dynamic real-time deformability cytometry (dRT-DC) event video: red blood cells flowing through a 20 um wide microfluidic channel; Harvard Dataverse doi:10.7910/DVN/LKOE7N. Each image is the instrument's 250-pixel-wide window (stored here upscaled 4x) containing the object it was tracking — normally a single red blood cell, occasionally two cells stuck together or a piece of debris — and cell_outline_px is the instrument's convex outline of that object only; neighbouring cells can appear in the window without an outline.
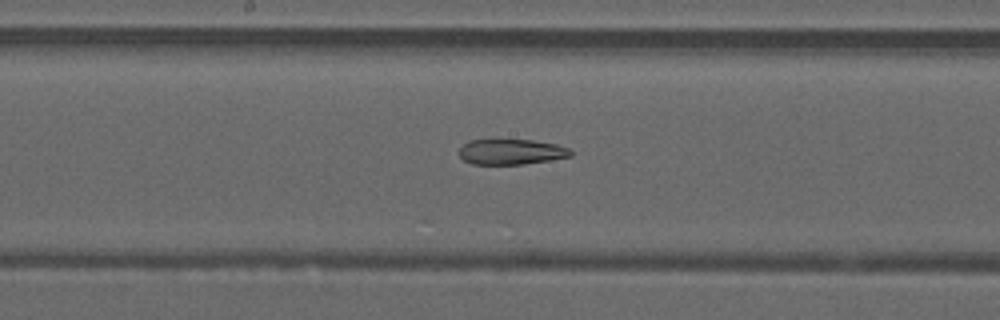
{"species": "common noctule bat (a hibernating species)", "species_latin": "Nyctalus noctula", "temperature_condition": "warm", "stored_images_in_passage": 40, "camera_frame_rate_fps": 3000, "um_per_image_px": 0.085, "animal": {"sex": "male", "forearm_length_mm": 52.5}, "frame": {"image": 1, "passage_image": 25, "time_ms": 8.0, "image_size_px": [1000, 320], "cell_outline_px": [[572, 156], [524, 164], [472, 164], [464, 160], [456, 152], [468, 140], [532, 140], [556, 144], [568, 148], [572, 152]], "centroid_in_image_um": [43.42, 12.9], "position_along_channel_um": 204.8, "area_um2": 16.47}}
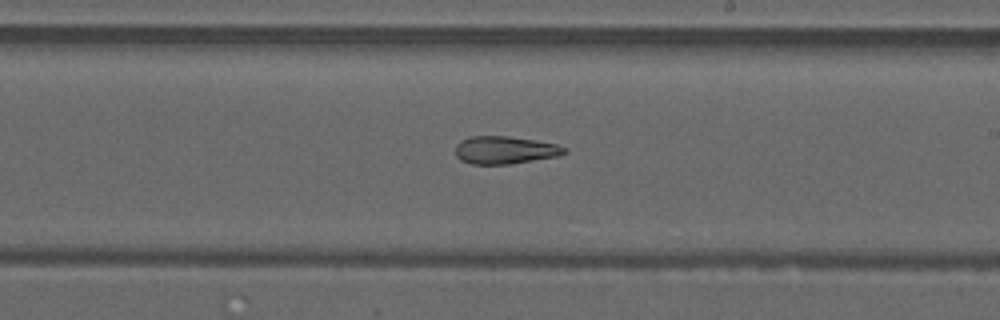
{"frame": {"image": 2, "passage_image": 28, "time_ms": 9.0, "image_size_px": [1000, 320], "cell_outline_px": [[568, 152], [556, 156], [512, 164], [472, 164], [460, 160], [456, 156], [456, 144], [460, 140], [468, 136], [508, 136], [556, 144], [568, 148]], "centroid_in_image_um": [42.89, 12.75], "position_along_channel_um": 246.1, "area_um2": 17.63}}
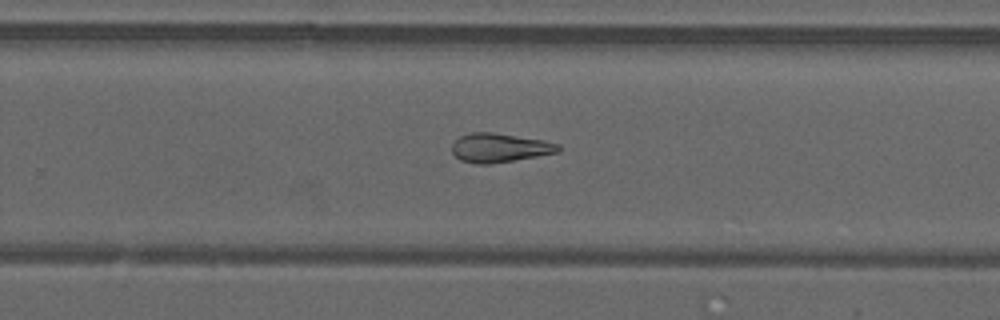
{"frame": {"image": 3, "passage_image": 31, "time_ms": 10.0, "image_size_px": [1000, 320], "cell_outline_px": [[560, 152], [492, 164], [476, 164], [460, 160], [452, 152], [452, 144], [460, 136], [472, 132], [492, 132], [544, 140], [560, 144]], "centroid_in_image_um": [42.47, 12.56], "position_along_channel_um": 287.3, "area_um2": 18.03}}